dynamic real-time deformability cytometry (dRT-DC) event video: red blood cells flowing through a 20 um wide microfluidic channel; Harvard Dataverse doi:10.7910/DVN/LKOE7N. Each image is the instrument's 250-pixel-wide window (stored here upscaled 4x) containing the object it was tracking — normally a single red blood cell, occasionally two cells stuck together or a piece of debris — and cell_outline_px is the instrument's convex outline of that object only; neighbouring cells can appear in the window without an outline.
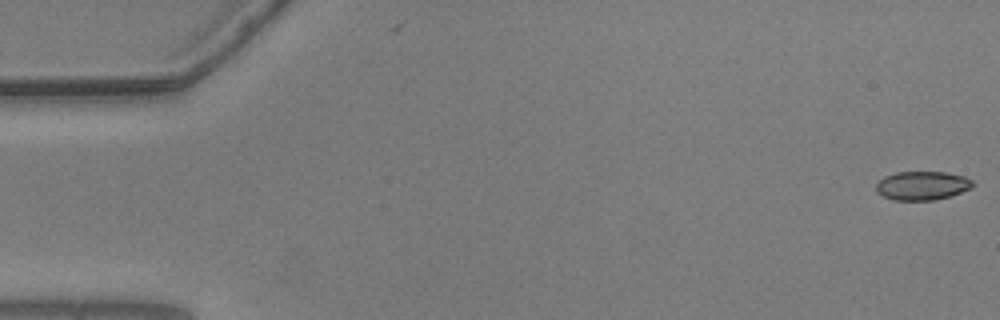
{"species": "common noctule bat (a hibernating species)", "species_latin": "Nyctalus noctula", "temperature_condition": "warm", "stored_images_in_passage": 56, "camera_frame_rate_fps": 3000, "um_per_image_px": 0.085, "animal": {"sex": "male", "body_mass_g": 20.5, "forearm_length_mm": 52.5}, "frame": {"image": 1, "passage_image": 1, "time_ms": 0.0, "image_size_px": [1000, 320], "cell_outline_px": [[976, 184], [972, 188], [952, 196], [932, 200], [892, 200], [876, 192], [876, 184], [884, 176], [896, 172], [948, 172], [964, 176], [972, 180]], "centroid_in_image_um": [78.42, 15.77], "position_along_channel_um": 6.6, "area_um2": 16.42}}
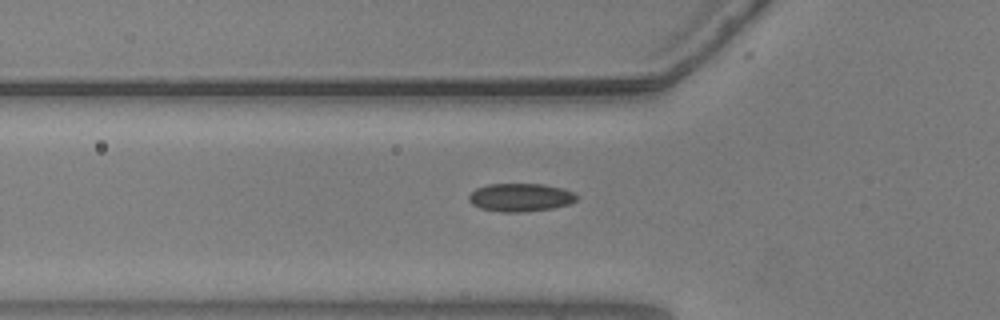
{"frame": {"image": 2, "passage_image": 19, "time_ms": 6.0, "image_size_px": [1000, 320], "cell_outline_px": [[576, 200], [568, 204], [552, 208], [524, 212], [500, 212], [480, 208], [472, 204], [468, 200], [468, 196], [476, 188], [488, 184], [544, 184], [564, 188], [572, 192], [576, 196]], "centroid_in_image_um": [44.21, 16.78], "position_along_channel_um": 81.6, "area_um2": 17.69}}
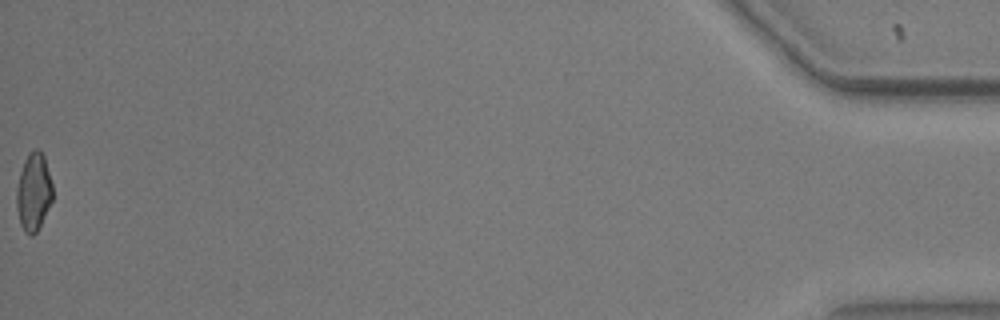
{"frame": {"image": 3, "passage_image": 56, "time_ms": 18.333, "image_size_px": [1000, 320], "cell_outline_px": [[52, 200], [36, 232], [32, 236], [24, 232], [20, 224], [16, 208], [16, 192], [20, 172], [24, 160], [28, 152], [36, 148], [44, 156], [52, 184]], "centroid_in_image_um": [2.83, 16.31], "position_along_channel_um": 432.4, "area_um2": 16.24}, "authors_computed_cell_mechanics": {"area_um2": 16.8487, "velocity_mm_per_s": 3.6619, "shape_relaxation_time_tau1_ms": 6.0974, "shape_relaxation_time_tau2_ms": 1.8, "deformation_change_tau1": 0.1133, "deformation_change_tau2": 0.0679}}